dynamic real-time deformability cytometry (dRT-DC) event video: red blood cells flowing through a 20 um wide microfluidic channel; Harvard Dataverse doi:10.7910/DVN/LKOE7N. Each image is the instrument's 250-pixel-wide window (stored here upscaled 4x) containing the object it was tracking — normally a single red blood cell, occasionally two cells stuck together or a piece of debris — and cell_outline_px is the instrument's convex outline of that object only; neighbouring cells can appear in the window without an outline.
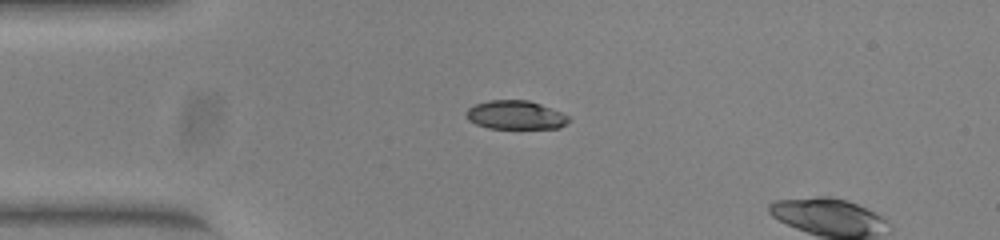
{"species": "common noctule bat (a hibernating species)", "species_latin": "Nyctalus noctula", "temperature_condition": "warm", "stored_images_in_passage": 4, "camera_frame_rate_fps": 3000, "um_per_image_px": 0.085, "animal": {"sex": "female", "body_mass_g": 23.0, "forearm_length_mm": 53.4}, "frame": {"image": 1, "passage_image": 1, "time_ms": 0.0, "image_size_px": [1000, 240], "cell_outline_px": [[572, 120], [560, 128], [488, 128], [476, 124], [468, 120], [464, 112], [468, 108], [476, 104], [488, 100], [528, 100], [540, 104], [572, 116]], "centroid_in_image_um": [43.85, 9.78], "position_along_channel_um": 41.2, "area_um2": 17.34}}